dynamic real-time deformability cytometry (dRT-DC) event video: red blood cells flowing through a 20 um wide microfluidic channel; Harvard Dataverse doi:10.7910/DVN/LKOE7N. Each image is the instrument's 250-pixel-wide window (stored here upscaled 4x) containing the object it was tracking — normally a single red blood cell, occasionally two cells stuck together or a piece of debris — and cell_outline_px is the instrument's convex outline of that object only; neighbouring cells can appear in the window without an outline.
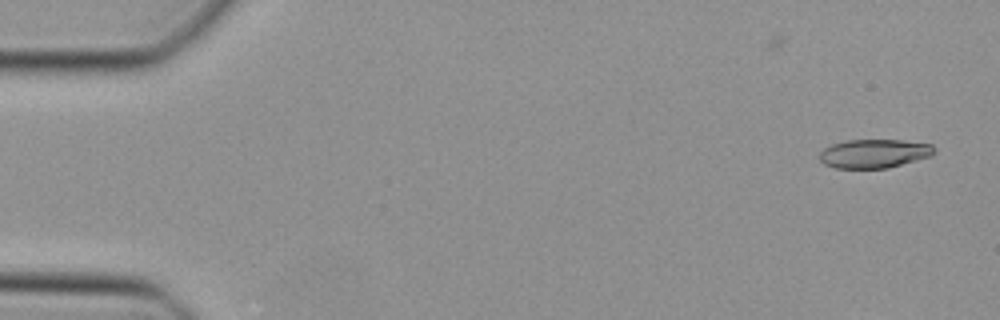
{"species": "Egyptian fruit bat (a non-hibernating species)", "species_latin": "Rousettus aegyptiacus", "temperature_condition": "cold", "stored_images_in_passage": 9, "camera_frame_rate_fps": 3000, "um_per_image_px": 0.085, "animal": {"sex": "female"}, "frame": {"image": 1, "passage_image": 1, "time_ms": 0.0, "image_size_px": [1000, 320], "cell_outline_px": [[936, 152], [932, 156], [888, 168], [836, 168], [824, 164], [820, 160], [820, 152], [824, 148], [832, 144], [848, 140], [900, 140], [932, 144], [936, 148]], "centroid_in_image_um": [74.34, 13.05], "position_along_channel_um": 10.7, "area_um2": 19.31}}